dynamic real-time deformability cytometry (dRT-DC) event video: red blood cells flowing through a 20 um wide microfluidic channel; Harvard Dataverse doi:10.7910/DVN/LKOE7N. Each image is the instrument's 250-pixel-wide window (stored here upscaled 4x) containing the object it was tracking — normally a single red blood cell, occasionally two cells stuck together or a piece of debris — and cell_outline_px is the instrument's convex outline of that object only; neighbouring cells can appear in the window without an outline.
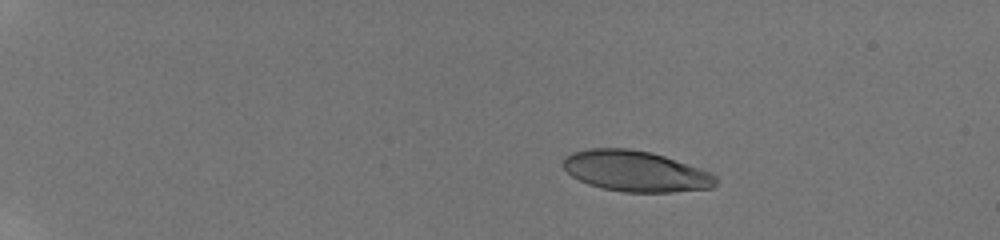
{"species": "human", "species_latin": "Homo sapiens", "temperature_condition": "room temperature", "stored_images_in_passage": 45, "camera_frame_rate_fps": 3000, "um_per_image_px": 0.085, "donor": {"sex": "male"}, "frame": {"image": 1, "passage_image": 1, "time_ms": 0.0, "image_size_px": [1000, 240], "cell_outline_px": [[716, 184], [712, 188], [672, 192], [624, 192], [604, 188], [588, 184], [572, 176], [564, 168], [564, 156], [572, 152], [588, 148], [628, 148], [652, 152], [712, 172], [716, 176]], "centroid_in_image_um": [54.04, 14.54], "position_along_channel_um": 31.0, "area_um2": 36.3}}
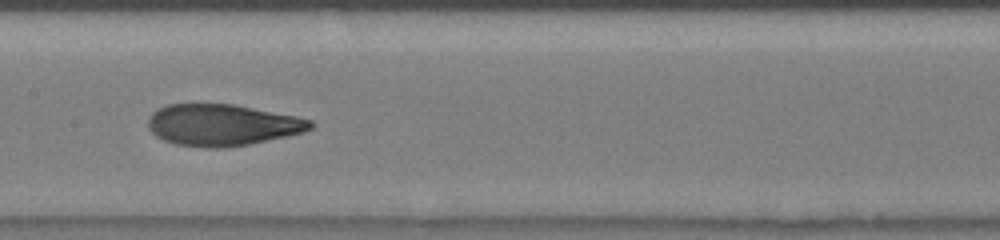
{"frame": {"image": 2, "passage_image": 22, "time_ms": 7.0, "image_size_px": [1000, 240], "cell_outline_px": [[316, 124], [312, 128], [304, 132], [288, 136], [228, 148], [204, 148], [176, 144], [164, 140], [156, 136], [148, 128], [148, 116], [156, 108], [168, 104], [232, 104], [296, 116], [312, 120]], "centroid_in_image_um": [18.88, 10.62], "position_along_channel_um": 188.5, "area_um2": 39.54}}
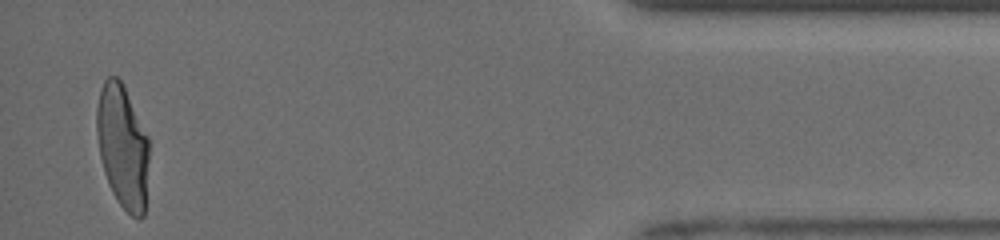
{"frame": {"image": 3, "passage_image": 44, "time_ms": 14.333, "image_size_px": [1000, 240], "cell_outline_px": [[148, 160], [144, 216], [140, 220], [132, 216], [120, 204], [112, 192], [108, 184], [104, 172], [100, 156], [96, 132], [96, 108], [100, 88], [104, 80], [108, 76], [116, 76], [124, 84], [148, 136]], "centroid_in_image_um": [10.41, 12.41], "position_along_channel_um": 424.8, "area_um2": 37.86}, "authors_computed_cell_mechanics": {"area_um2": 39.1306, "velocity_mm_per_s": 3.955, "shape_relaxation_time_tau1_ms": 5.1822, "shape_relaxation_time_tau2_ms": 0.9724, "deformation_change_tau1": 0.2309, "deformation_change_tau2": 0.0775}}